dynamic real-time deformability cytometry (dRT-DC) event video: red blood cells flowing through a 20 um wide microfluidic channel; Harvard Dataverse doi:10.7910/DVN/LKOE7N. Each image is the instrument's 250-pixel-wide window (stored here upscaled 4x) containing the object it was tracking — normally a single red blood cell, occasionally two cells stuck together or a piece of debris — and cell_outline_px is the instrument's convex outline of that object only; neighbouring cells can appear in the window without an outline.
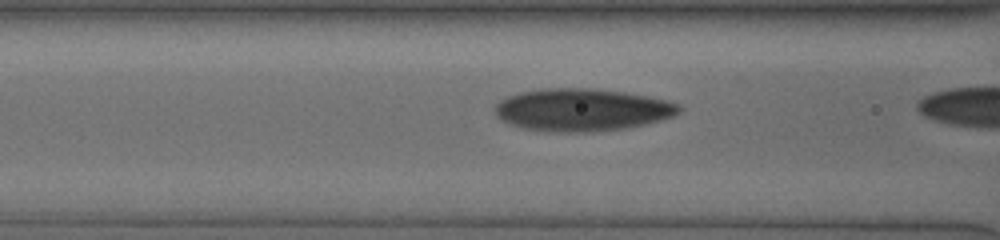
{"species": "human", "species_latin": "Homo sapiens", "temperature_condition": "cold", "stored_images_in_passage": 9, "camera_frame_rate_fps": 3000, "um_per_image_px": 0.085, "donor": {"sex": "male"}, "frame": {"image": 1, "passage_image": 4, "time_ms": 1.0, "image_size_px": [1000, 240], "cell_outline_px": [[680, 112], [672, 116], [660, 120], [628, 128], [592, 132], [548, 132], [524, 128], [500, 120], [496, 116], [492, 108], [500, 100], [508, 96], [520, 92], [540, 88], [592, 88], [624, 92], [664, 100], [680, 104]], "centroid_in_image_um": [49.41, 9.34], "position_along_channel_um": 117.2, "area_um2": 45.72}}
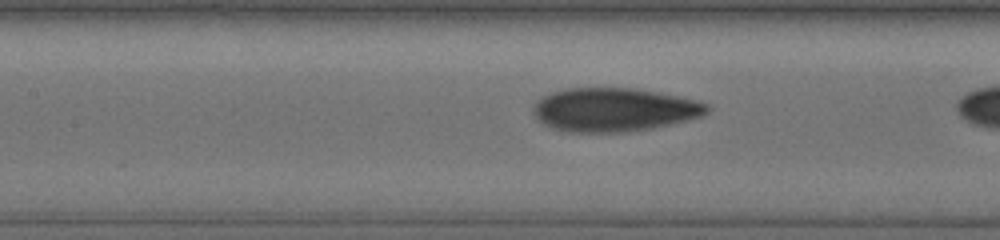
{"frame": {"image": 2, "passage_image": 7, "time_ms": 2.0, "image_size_px": [1000, 240], "cell_outline_px": [[712, 108], [704, 116], [652, 128], [624, 132], [568, 132], [552, 128], [544, 124], [532, 112], [532, 108], [544, 96], [552, 92], [568, 88], [636, 88], [696, 100], [708, 104]], "centroid_in_image_um": [52.22, 9.33], "position_along_channel_um": 155.2, "area_um2": 43.99}}